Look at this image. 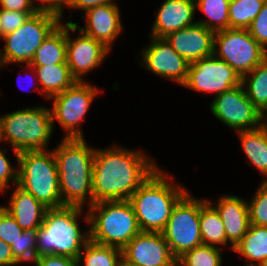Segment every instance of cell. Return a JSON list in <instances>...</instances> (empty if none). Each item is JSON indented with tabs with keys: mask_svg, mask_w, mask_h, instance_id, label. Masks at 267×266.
Here are the masks:
<instances>
[{
	"mask_svg": "<svg viewBox=\"0 0 267 266\" xmlns=\"http://www.w3.org/2000/svg\"><path fill=\"white\" fill-rule=\"evenodd\" d=\"M111 148H95L93 204L129 200L158 168L156 162L142 151H131L115 145Z\"/></svg>",
	"mask_w": 267,
	"mask_h": 266,
	"instance_id": "obj_1",
	"label": "cell"
},
{
	"mask_svg": "<svg viewBox=\"0 0 267 266\" xmlns=\"http://www.w3.org/2000/svg\"><path fill=\"white\" fill-rule=\"evenodd\" d=\"M53 152L58 168L62 204L83 207L88 199V206L93 205L95 148L87 146L84 138H64Z\"/></svg>",
	"mask_w": 267,
	"mask_h": 266,
	"instance_id": "obj_2",
	"label": "cell"
},
{
	"mask_svg": "<svg viewBox=\"0 0 267 266\" xmlns=\"http://www.w3.org/2000/svg\"><path fill=\"white\" fill-rule=\"evenodd\" d=\"M168 178L167 172L157 168L129 198L141 232H162L173 207L187 192Z\"/></svg>",
	"mask_w": 267,
	"mask_h": 266,
	"instance_id": "obj_3",
	"label": "cell"
},
{
	"mask_svg": "<svg viewBox=\"0 0 267 266\" xmlns=\"http://www.w3.org/2000/svg\"><path fill=\"white\" fill-rule=\"evenodd\" d=\"M82 212L83 207L79 206L48 209L37 233V257L60 255L78 259L89 241V230L83 234L79 228L78 217Z\"/></svg>",
	"mask_w": 267,
	"mask_h": 266,
	"instance_id": "obj_4",
	"label": "cell"
},
{
	"mask_svg": "<svg viewBox=\"0 0 267 266\" xmlns=\"http://www.w3.org/2000/svg\"><path fill=\"white\" fill-rule=\"evenodd\" d=\"M89 240L96 244L123 249L141 230L131 203L102 201L88 208Z\"/></svg>",
	"mask_w": 267,
	"mask_h": 266,
	"instance_id": "obj_5",
	"label": "cell"
},
{
	"mask_svg": "<svg viewBox=\"0 0 267 266\" xmlns=\"http://www.w3.org/2000/svg\"><path fill=\"white\" fill-rule=\"evenodd\" d=\"M53 127L50 109H20L0 116V142L7 140L18 159L22 151L48 150Z\"/></svg>",
	"mask_w": 267,
	"mask_h": 266,
	"instance_id": "obj_6",
	"label": "cell"
},
{
	"mask_svg": "<svg viewBox=\"0 0 267 266\" xmlns=\"http://www.w3.org/2000/svg\"><path fill=\"white\" fill-rule=\"evenodd\" d=\"M18 183L46 208L64 206L59 190V174L51 150L22 151L18 155Z\"/></svg>",
	"mask_w": 267,
	"mask_h": 266,
	"instance_id": "obj_7",
	"label": "cell"
},
{
	"mask_svg": "<svg viewBox=\"0 0 267 266\" xmlns=\"http://www.w3.org/2000/svg\"><path fill=\"white\" fill-rule=\"evenodd\" d=\"M61 23V18L50 12L37 11L30 15L16 31L2 37L5 41L0 51L1 65L10 63L30 64L35 51Z\"/></svg>",
	"mask_w": 267,
	"mask_h": 266,
	"instance_id": "obj_8",
	"label": "cell"
},
{
	"mask_svg": "<svg viewBox=\"0 0 267 266\" xmlns=\"http://www.w3.org/2000/svg\"><path fill=\"white\" fill-rule=\"evenodd\" d=\"M213 55L224 60L242 78L267 57V51L248 29L228 28L215 32Z\"/></svg>",
	"mask_w": 267,
	"mask_h": 266,
	"instance_id": "obj_9",
	"label": "cell"
},
{
	"mask_svg": "<svg viewBox=\"0 0 267 266\" xmlns=\"http://www.w3.org/2000/svg\"><path fill=\"white\" fill-rule=\"evenodd\" d=\"M162 234L177 259L202 245L200 199L193 198L187 191L173 207Z\"/></svg>",
	"mask_w": 267,
	"mask_h": 266,
	"instance_id": "obj_10",
	"label": "cell"
},
{
	"mask_svg": "<svg viewBox=\"0 0 267 266\" xmlns=\"http://www.w3.org/2000/svg\"><path fill=\"white\" fill-rule=\"evenodd\" d=\"M98 92L89 82L77 81L72 87L49 98L53 100V107L50 109L53 125L57 119L66 131L64 138L84 137L80 125Z\"/></svg>",
	"mask_w": 267,
	"mask_h": 266,
	"instance_id": "obj_11",
	"label": "cell"
},
{
	"mask_svg": "<svg viewBox=\"0 0 267 266\" xmlns=\"http://www.w3.org/2000/svg\"><path fill=\"white\" fill-rule=\"evenodd\" d=\"M210 105L212 114L233 130H252L264 124V115L249 100L242 83L217 95Z\"/></svg>",
	"mask_w": 267,
	"mask_h": 266,
	"instance_id": "obj_12",
	"label": "cell"
},
{
	"mask_svg": "<svg viewBox=\"0 0 267 266\" xmlns=\"http://www.w3.org/2000/svg\"><path fill=\"white\" fill-rule=\"evenodd\" d=\"M241 80L231 66L212 55L189 65L188 78L183 86L199 92L215 93L217 96L238 86Z\"/></svg>",
	"mask_w": 267,
	"mask_h": 266,
	"instance_id": "obj_13",
	"label": "cell"
},
{
	"mask_svg": "<svg viewBox=\"0 0 267 266\" xmlns=\"http://www.w3.org/2000/svg\"><path fill=\"white\" fill-rule=\"evenodd\" d=\"M122 260L133 266H177L162 232H140L122 249Z\"/></svg>",
	"mask_w": 267,
	"mask_h": 266,
	"instance_id": "obj_14",
	"label": "cell"
},
{
	"mask_svg": "<svg viewBox=\"0 0 267 266\" xmlns=\"http://www.w3.org/2000/svg\"><path fill=\"white\" fill-rule=\"evenodd\" d=\"M70 30L72 32L76 31V25L72 21L66 22V62L72 76L77 81L82 82V76L98 68L106 55L110 53V49L82 31L77 36L78 38L71 39Z\"/></svg>",
	"mask_w": 267,
	"mask_h": 266,
	"instance_id": "obj_15",
	"label": "cell"
},
{
	"mask_svg": "<svg viewBox=\"0 0 267 266\" xmlns=\"http://www.w3.org/2000/svg\"><path fill=\"white\" fill-rule=\"evenodd\" d=\"M143 48L142 65L150 72L184 85L188 78L189 63L180 56L165 37H152Z\"/></svg>",
	"mask_w": 267,
	"mask_h": 266,
	"instance_id": "obj_16",
	"label": "cell"
},
{
	"mask_svg": "<svg viewBox=\"0 0 267 266\" xmlns=\"http://www.w3.org/2000/svg\"><path fill=\"white\" fill-rule=\"evenodd\" d=\"M215 32L195 23L169 33L165 38L189 64L213 55Z\"/></svg>",
	"mask_w": 267,
	"mask_h": 266,
	"instance_id": "obj_17",
	"label": "cell"
},
{
	"mask_svg": "<svg viewBox=\"0 0 267 266\" xmlns=\"http://www.w3.org/2000/svg\"><path fill=\"white\" fill-rule=\"evenodd\" d=\"M86 26L80 27L78 23L76 30L103 43L111 50V44L122 31L121 14L118 5H101L85 11Z\"/></svg>",
	"mask_w": 267,
	"mask_h": 266,
	"instance_id": "obj_18",
	"label": "cell"
},
{
	"mask_svg": "<svg viewBox=\"0 0 267 266\" xmlns=\"http://www.w3.org/2000/svg\"><path fill=\"white\" fill-rule=\"evenodd\" d=\"M195 0H165L156 12L150 36L166 37L169 33L194 25Z\"/></svg>",
	"mask_w": 267,
	"mask_h": 266,
	"instance_id": "obj_19",
	"label": "cell"
},
{
	"mask_svg": "<svg viewBox=\"0 0 267 266\" xmlns=\"http://www.w3.org/2000/svg\"><path fill=\"white\" fill-rule=\"evenodd\" d=\"M214 207L225 226L226 237L233 250L250 227L248 203L235 195H223Z\"/></svg>",
	"mask_w": 267,
	"mask_h": 266,
	"instance_id": "obj_20",
	"label": "cell"
},
{
	"mask_svg": "<svg viewBox=\"0 0 267 266\" xmlns=\"http://www.w3.org/2000/svg\"><path fill=\"white\" fill-rule=\"evenodd\" d=\"M9 202L8 207L4 205L3 208L15 218L21 229H39L48 208L18 185Z\"/></svg>",
	"mask_w": 267,
	"mask_h": 266,
	"instance_id": "obj_21",
	"label": "cell"
},
{
	"mask_svg": "<svg viewBox=\"0 0 267 266\" xmlns=\"http://www.w3.org/2000/svg\"><path fill=\"white\" fill-rule=\"evenodd\" d=\"M30 71L35 70L37 78L40 83L39 92L44 95L45 98L49 99L54 95L62 93L67 88L72 87L77 80L72 76L70 68L67 63H60L54 65L45 66H31Z\"/></svg>",
	"mask_w": 267,
	"mask_h": 266,
	"instance_id": "obj_22",
	"label": "cell"
},
{
	"mask_svg": "<svg viewBox=\"0 0 267 266\" xmlns=\"http://www.w3.org/2000/svg\"><path fill=\"white\" fill-rule=\"evenodd\" d=\"M66 24L62 22L44 40L30 62L31 66L67 63Z\"/></svg>",
	"mask_w": 267,
	"mask_h": 266,
	"instance_id": "obj_23",
	"label": "cell"
},
{
	"mask_svg": "<svg viewBox=\"0 0 267 266\" xmlns=\"http://www.w3.org/2000/svg\"><path fill=\"white\" fill-rule=\"evenodd\" d=\"M237 132L249 164H253L267 178V127L263 124L257 129Z\"/></svg>",
	"mask_w": 267,
	"mask_h": 266,
	"instance_id": "obj_24",
	"label": "cell"
},
{
	"mask_svg": "<svg viewBox=\"0 0 267 266\" xmlns=\"http://www.w3.org/2000/svg\"><path fill=\"white\" fill-rule=\"evenodd\" d=\"M200 231L203 245L218 247L229 242L218 211L207 199H200Z\"/></svg>",
	"mask_w": 267,
	"mask_h": 266,
	"instance_id": "obj_25",
	"label": "cell"
},
{
	"mask_svg": "<svg viewBox=\"0 0 267 266\" xmlns=\"http://www.w3.org/2000/svg\"><path fill=\"white\" fill-rule=\"evenodd\" d=\"M233 251L244 256L246 262L250 260L246 266H259L267 258V227L250 224L245 236Z\"/></svg>",
	"mask_w": 267,
	"mask_h": 266,
	"instance_id": "obj_26",
	"label": "cell"
},
{
	"mask_svg": "<svg viewBox=\"0 0 267 266\" xmlns=\"http://www.w3.org/2000/svg\"><path fill=\"white\" fill-rule=\"evenodd\" d=\"M247 97L265 115L267 112V57L242 77Z\"/></svg>",
	"mask_w": 267,
	"mask_h": 266,
	"instance_id": "obj_27",
	"label": "cell"
},
{
	"mask_svg": "<svg viewBox=\"0 0 267 266\" xmlns=\"http://www.w3.org/2000/svg\"><path fill=\"white\" fill-rule=\"evenodd\" d=\"M79 254L78 264L81 266H120L122 261V250L105 246L89 240ZM84 254V255H83Z\"/></svg>",
	"mask_w": 267,
	"mask_h": 266,
	"instance_id": "obj_28",
	"label": "cell"
},
{
	"mask_svg": "<svg viewBox=\"0 0 267 266\" xmlns=\"http://www.w3.org/2000/svg\"><path fill=\"white\" fill-rule=\"evenodd\" d=\"M229 2L230 0H195L196 9L199 8L208 17L197 23L214 32L228 29Z\"/></svg>",
	"mask_w": 267,
	"mask_h": 266,
	"instance_id": "obj_29",
	"label": "cell"
},
{
	"mask_svg": "<svg viewBox=\"0 0 267 266\" xmlns=\"http://www.w3.org/2000/svg\"><path fill=\"white\" fill-rule=\"evenodd\" d=\"M266 0H230L229 28L247 29Z\"/></svg>",
	"mask_w": 267,
	"mask_h": 266,
	"instance_id": "obj_30",
	"label": "cell"
},
{
	"mask_svg": "<svg viewBox=\"0 0 267 266\" xmlns=\"http://www.w3.org/2000/svg\"><path fill=\"white\" fill-rule=\"evenodd\" d=\"M177 266H222L220 248L202 244L179 257Z\"/></svg>",
	"mask_w": 267,
	"mask_h": 266,
	"instance_id": "obj_31",
	"label": "cell"
},
{
	"mask_svg": "<svg viewBox=\"0 0 267 266\" xmlns=\"http://www.w3.org/2000/svg\"><path fill=\"white\" fill-rule=\"evenodd\" d=\"M38 229L24 230L21 236L11 246V252L16 264L32 262L37 258Z\"/></svg>",
	"mask_w": 267,
	"mask_h": 266,
	"instance_id": "obj_32",
	"label": "cell"
},
{
	"mask_svg": "<svg viewBox=\"0 0 267 266\" xmlns=\"http://www.w3.org/2000/svg\"><path fill=\"white\" fill-rule=\"evenodd\" d=\"M248 203L250 224L267 227V181H263Z\"/></svg>",
	"mask_w": 267,
	"mask_h": 266,
	"instance_id": "obj_33",
	"label": "cell"
},
{
	"mask_svg": "<svg viewBox=\"0 0 267 266\" xmlns=\"http://www.w3.org/2000/svg\"><path fill=\"white\" fill-rule=\"evenodd\" d=\"M34 13L36 12H16L0 9V38L16 31Z\"/></svg>",
	"mask_w": 267,
	"mask_h": 266,
	"instance_id": "obj_34",
	"label": "cell"
},
{
	"mask_svg": "<svg viewBox=\"0 0 267 266\" xmlns=\"http://www.w3.org/2000/svg\"><path fill=\"white\" fill-rule=\"evenodd\" d=\"M23 231L15 218L0 206V239L12 246Z\"/></svg>",
	"mask_w": 267,
	"mask_h": 266,
	"instance_id": "obj_35",
	"label": "cell"
},
{
	"mask_svg": "<svg viewBox=\"0 0 267 266\" xmlns=\"http://www.w3.org/2000/svg\"><path fill=\"white\" fill-rule=\"evenodd\" d=\"M251 36L267 51V2L247 28Z\"/></svg>",
	"mask_w": 267,
	"mask_h": 266,
	"instance_id": "obj_36",
	"label": "cell"
},
{
	"mask_svg": "<svg viewBox=\"0 0 267 266\" xmlns=\"http://www.w3.org/2000/svg\"><path fill=\"white\" fill-rule=\"evenodd\" d=\"M6 149H0V191L3 192L9 187L10 181L17 185L18 183V168H13L5 156Z\"/></svg>",
	"mask_w": 267,
	"mask_h": 266,
	"instance_id": "obj_37",
	"label": "cell"
},
{
	"mask_svg": "<svg viewBox=\"0 0 267 266\" xmlns=\"http://www.w3.org/2000/svg\"><path fill=\"white\" fill-rule=\"evenodd\" d=\"M34 263L36 266H79L77 259L60 255H41Z\"/></svg>",
	"mask_w": 267,
	"mask_h": 266,
	"instance_id": "obj_38",
	"label": "cell"
},
{
	"mask_svg": "<svg viewBox=\"0 0 267 266\" xmlns=\"http://www.w3.org/2000/svg\"><path fill=\"white\" fill-rule=\"evenodd\" d=\"M34 0H0V9L21 12H37Z\"/></svg>",
	"mask_w": 267,
	"mask_h": 266,
	"instance_id": "obj_39",
	"label": "cell"
},
{
	"mask_svg": "<svg viewBox=\"0 0 267 266\" xmlns=\"http://www.w3.org/2000/svg\"><path fill=\"white\" fill-rule=\"evenodd\" d=\"M38 2H42L41 5H37L38 11L50 12L58 15L61 20L63 19V6H67L68 8L71 5L72 0H37Z\"/></svg>",
	"mask_w": 267,
	"mask_h": 266,
	"instance_id": "obj_40",
	"label": "cell"
},
{
	"mask_svg": "<svg viewBox=\"0 0 267 266\" xmlns=\"http://www.w3.org/2000/svg\"><path fill=\"white\" fill-rule=\"evenodd\" d=\"M101 5H117L114 0H72L71 5L69 7L73 9L79 10H88L90 8L101 6Z\"/></svg>",
	"mask_w": 267,
	"mask_h": 266,
	"instance_id": "obj_41",
	"label": "cell"
},
{
	"mask_svg": "<svg viewBox=\"0 0 267 266\" xmlns=\"http://www.w3.org/2000/svg\"><path fill=\"white\" fill-rule=\"evenodd\" d=\"M11 265H17L11 252V246L0 239V266Z\"/></svg>",
	"mask_w": 267,
	"mask_h": 266,
	"instance_id": "obj_42",
	"label": "cell"
},
{
	"mask_svg": "<svg viewBox=\"0 0 267 266\" xmlns=\"http://www.w3.org/2000/svg\"><path fill=\"white\" fill-rule=\"evenodd\" d=\"M120 266H133V265H130V264H128V263H126V262H124V261L122 260Z\"/></svg>",
	"mask_w": 267,
	"mask_h": 266,
	"instance_id": "obj_43",
	"label": "cell"
},
{
	"mask_svg": "<svg viewBox=\"0 0 267 266\" xmlns=\"http://www.w3.org/2000/svg\"><path fill=\"white\" fill-rule=\"evenodd\" d=\"M259 266H267V258L263 260Z\"/></svg>",
	"mask_w": 267,
	"mask_h": 266,
	"instance_id": "obj_44",
	"label": "cell"
},
{
	"mask_svg": "<svg viewBox=\"0 0 267 266\" xmlns=\"http://www.w3.org/2000/svg\"><path fill=\"white\" fill-rule=\"evenodd\" d=\"M266 116H267V114L264 115V125L267 127V117Z\"/></svg>",
	"mask_w": 267,
	"mask_h": 266,
	"instance_id": "obj_45",
	"label": "cell"
}]
</instances>
